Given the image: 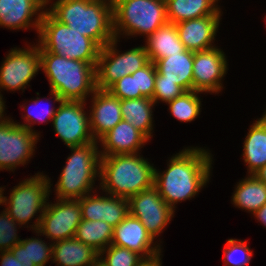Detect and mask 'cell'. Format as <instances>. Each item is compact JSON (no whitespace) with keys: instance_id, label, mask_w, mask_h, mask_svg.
I'll list each match as a JSON object with an SVG mask.
<instances>
[{"instance_id":"obj_13","label":"cell","mask_w":266,"mask_h":266,"mask_svg":"<svg viewBox=\"0 0 266 266\" xmlns=\"http://www.w3.org/2000/svg\"><path fill=\"white\" fill-rule=\"evenodd\" d=\"M129 214L138 218L153 239L162 233L174 216V210L153 186L130 197Z\"/></svg>"},{"instance_id":"obj_38","label":"cell","mask_w":266,"mask_h":266,"mask_svg":"<svg viewBox=\"0 0 266 266\" xmlns=\"http://www.w3.org/2000/svg\"><path fill=\"white\" fill-rule=\"evenodd\" d=\"M39 101H40V98L37 97L36 100H34V104H35V107H37L39 104ZM40 108V107H39ZM35 109V108H34ZM36 111V114L34 113V111H30V109L27 108L26 112H28V114H26V116L24 115V120L26 121L25 124H18V125H21L23 126L24 128H27L28 130H30L31 132H34L36 133L35 131L32 130V126H31V122L33 121V123H35L36 121L38 122H45V121H48V118L53 119L54 115H55V112L57 111V109L55 110L54 107L53 108H44L42 109V111H38V109H35ZM36 120V121H35Z\"/></svg>"},{"instance_id":"obj_25","label":"cell","mask_w":266,"mask_h":266,"mask_svg":"<svg viewBox=\"0 0 266 266\" xmlns=\"http://www.w3.org/2000/svg\"><path fill=\"white\" fill-rule=\"evenodd\" d=\"M169 23L197 19L208 15H221L218 0H165Z\"/></svg>"},{"instance_id":"obj_29","label":"cell","mask_w":266,"mask_h":266,"mask_svg":"<svg viewBox=\"0 0 266 266\" xmlns=\"http://www.w3.org/2000/svg\"><path fill=\"white\" fill-rule=\"evenodd\" d=\"M113 230L114 227L104 221L82 219L76 229L74 238L100 253L111 244Z\"/></svg>"},{"instance_id":"obj_42","label":"cell","mask_w":266,"mask_h":266,"mask_svg":"<svg viewBox=\"0 0 266 266\" xmlns=\"http://www.w3.org/2000/svg\"><path fill=\"white\" fill-rule=\"evenodd\" d=\"M254 176L261 182H264L266 184V165L261 167L259 170H257L254 173Z\"/></svg>"},{"instance_id":"obj_2","label":"cell","mask_w":266,"mask_h":266,"mask_svg":"<svg viewBox=\"0 0 266 266\" xmlns=\"http://www.w3.org/2000/svg\"><path fill=\"white\" fill-rule=\"evenodd\" d=\"M40 69L49 79L55 102L84 101L96 91V67L88 62L40 52Z\"/></svg>"},{"instance_id":"obj_18","label":"cell","mask_w":266,"mask_h":266,"mask_svg":"<svg viewBox=\"0 0 266 266\" xmlns=\"http://www.w3.org/2000/svg\"><path fill=\"white\" fill-rule=\"evenodd\" d=\"M90 110V131L95 140L100 139L123 118L121 100L113 96L108 90L96 89L92 96Z\"/></svg>"},{"instance_id":"obj_19","label":"cell","mask_w":266,"mask_h":266,"mask_svg":"<svg viewBox=\"0 0 266 266\" xmlns=\"http://www.w3.org/2000/svg\"><path fill=\"white\" fill-rule=\"evenodd\" d=\"M220 16L208 15L175 24L185 49L195 52L214 48L212 43L219 27Z\"/></svg>"},{"instance_id":"obj_9","label":"cell","mask_w":266,"mask_h":266,"mask_svg":"<svg viewBox=\"0 0 266 266\" xmlns=\"http://www.w3.org/2000/svg\"><path fill=\"white\" fill-rule=\"evenodd\" d=\"M117 42L115 38L100 49L96 66L97 89L107 90L117 80L135 73L149 62L145 46L119 54L115 48Z\"/></svg>"},{"instance_id":"obj_7","label":"cell","mask_w":266,"mask_h":266,"mask_svg":"<svg viewBox=\"0 0 266 266\" xmlns=\"http://www.w3.org/2000/svg\"><path fill=\"white\" fill-rule=\"evenodd\" d=\"M113 33L148 37L168 23L165 0H111Z\"/></svg>"},{"instance_id":"obj_14","label":"cell","mask_w":266,"mask_h":266,"mask_svg":"<svg viewBox=\"0 0 266 266\" xmlns=\"http://www.w3.org/2000/svg\"><path fill=\"white\" fill-rule=\"evenodd\" d=\"M40 69V47L12 49L0 67V89H24Z\"/></svg>"},{"instance_id":"obj_23","label":"cell","mask_w":266,"mask_h":266,"mask_svg":"<svg viewBox=\"0 0 266 266\" xmlns=\"http://www.w3.org/2000/svg\"><path fill=\"white\" fill-rule=\"evenodd\" d=\"M52 258L59 266H91L99 253L74 237L53 242Z\"/></svg>"},{"instance_id":"obj_12","label":"cell","mask_w":266,"mask_h":266,"mask_svg":"<svg viewBox=\"0 0 266 266\" xmlns=\"http://www.w3.org/2000/svg\"><path fill=\"white\" fill-rule=\"evenodd\" d=\"M81 221L78 199H58L55 204L46 203L36 232L57 242L74 237Z\"/></svg>"},{"instance_id":"obj_16","label":"cell","mask_w":266,"mask_h":266,"mask_svg":"<svg viewBox=\"0 0 266 266\" xmlns=\"http://www.w3.org/2000/svg\"><path fill=\"white\" fill-rule=\"evenodd\" d=\"M154 239L138 218L128 214L113 230L111 244L140 254L145 260L161 255L160 246L152 247Z\"/></svg>"},{"instance_id":"obj_47","label":"cell","mask_w":266,"mask_h":266,"mask_svg":"<svg viewBox=\"0 0 266 266\" xmlns=\"http://www.w3.org/2000/svg\"><path fill=\"white\" fill-rule=\"evenodd\" d=\"M265 114L262 115V117L266 120V111L264 112Z\"/></svg>"},{"instance_id":"obj_8","label":"cell","mask_w":266,"mask_h":266,"mask_svg":"<svg viewBox=\"0 0 266 266\" xmlns=\"http://www.w3.org/2000/svg\"><path fill=\"white\" fill-rule=\"evenodd\" d=\"M50 183L49 177L38 173L15 186L10 192L9 199L5 197L4 205L8 204L5 210L18 225L28 223L37 212H40L35 225L31 227L37 231L50 195Z\"/></svg>"},{"instance_id":"obj_3","label":"cell","mask_w":266,"mask_h":266,"mask_svg":"<svg viewBox=\"0 0 266 266\" xmlns=\"http://www.w3.org/2000/svg\"><path fill=\"white\" fill-rule=\"evenodd\" d=\"M48 12L101 48L115 39L111 0H57Z\"/></svg>"},{"instance_id":"obj_17","label":"cell","mask_w":266,"mask_h":266,"mask_svg":"<svg viewBox=\"0 0 266 266\" xmlns=\"http://www.w3.org/2000/svg\"><path fill=\"white\" fill-rule=\"evenodd\" d=\"M81 205L82 219L104 221L112 227L117 226L129 214L128 199L110 195H84L78 199Z\"/></svg>"},{"instance_id":"obj_5","label":"cell","mask_w":266,"mask_h":266,"mask_svg":"<svg viewBox=\"0 0 266 266\" xmlns=\"http://www.w3.org/2000/svg\"><path fill=\"white\" fill-rule=\"evenodd\" d=\"M38 33L40 52H50L97 66L101 47L93 39L57 21L47 9Z\"/></svg>"},{"instance_id":"obj_22","label":"cell","mask_w":266,"mask_h":266,"mask_svg":"<svg viewBox=\"0 0 266 266\" xmlns=\"http://www.w3.org/2000/svg\"><path fill=\"white\" fill-rule=\"evenodd\" d=\"M194 51L185 50L154 62L157 73L163 80H170L179 85L185 92L193 90Z\"/></svg>"},{"instance_id":"obj_31","label":"cell","mask_w":266,"mask_h":266,"mask_svg":"<svg viewBox=\"0 0 266 266\" xmlns=\"http://www.w3.org/2000/svg\"><path fill=\"white\" fill-rule=\"evenodd\" d=\"M198 91H186L181 96L167 102L170 113L181 122H191L200 115L201 101Z\"/></svg>"},{"instance_id":"obj_44","label":"cell","mask_w":266,"mask_h":266,"mask_svg":"<svg viewBox=\"0 0 266 266\" xmlns=\"http://www.w3.org/2000/svg\"><path fill=\"white\" fill-rule=\"evenodd\" d=\"M3 187H0V205L5 203V196H3Z\"/></svg>"},{"instance_id":"obj_36","label":"cell","mask_w":266,"mask_h":266,"mask_svg":"<svg viewBox=\"0 0 266 266\" xmlns=\"http://www.w3.org/2000/svg\"><path fill=\"white\" fill-rule=\"evenodd\" d=\"M184 92L185 91L175 82L163 80V75L156 72L154 94L152 98L155 104L158 100L167 103L181 96Z\"/></svg>"},{"instance_id":"obj_15","label":"cell","mask_w":266,"mask_h":266,"mask_svg":"<svg viewBox=\"0 0 266 266\" xmlns=\"http://www.w3.org/2000/svg\"><path fill=\"white\" fill-rule=\"evenodd\" d=\"M227 72V61L223 51L214 47L195 51L193 58V90L218 93L223 88L221 79Z\"/></svg>"},{"instance_id":"obj_24","label":"cell","mask_w":266,"mask_h":266,"mask_svg":"<svg viewBox=\"0 0 266 266\" xmlns=\"http://www.w3.org/2000/svg\"><path fill=\"white\" fill-rule=\"evenodd\" d=\"M146 51L149 61L166 58L173 54H181L185 47L179 39L178 31L174 23H166L159 27L146 39Z\"/></svg>"},{"instance_id":"obj_46","label":"cell","mask_w":266,"mask_h":266,"mask_svg":"<svg viewBox=\"0 0 266 266\" xmlns=\"http://www.w3.org/2000/svg\"><path fill=\"white\" fill-rule=\"evenodd\" d=\"M40 2H42L45 6L46 5H48V2L50 1V0H39Z\"/></svg>"},{"instance_id":"obj_35","label":"cell","mask_w":266,"mask_h":266,"mask_svg":"<svg viewBox=\"0 0 266 266\" xmlns=\"http://www.w3.org/2000/svg\"><path fill=\"white\" fill-rule=\"evenodd\" d=\"M16 221L4 211L0 214V251L11 250L21 242L17 237Z\"/></svg>"},{"instance_id":"obj_43","label":"cell","mask_w":266,"mask_h":266,"mask_svg":"<svg viewBox=\"0 0 266 266\" xmlns=\"http://www.w3.org/2000/svg\"><path fill=\"white\" fill-rule=\"evenodd\" d=\"M3 96L0 94V124H2V123H4V122H6V121H8L9 119L8 118H6L5 119V117H3L4 115V110H5V104H4V101H3Z\"/></svg>"},{"instance_id":"obj_41","label":"cell","mask_w":266,"mask_h":266,"mask_svg":"<svg viewBox=\"0 0 266 266\" xmlns=\"http://www.w3.org/2000/svg\"><path fill=\"white\" fill-rule=\"evenodd\" d=\"M161 258H160V255L155 257V258H152V259H149V260H144L139 266H162V262L160 261Z\"/></svg>"},{"instance_id":"obj_11","label":"cell","mask_w":266,"mask_h":266,"mask_svg":"<svg viewBox=\"0 0 266 266\" xmlns=\"http://www.w3.org/2000/svg\"><path fill=\"white\" fill-rule=\"evenodd\" d=\"M39 134L9 120L0 124V170L24 165L35 151Z\"/></svg>"},{"instance_id":"obj_40","label":"cell","mask_w":266,"mask_h":266,"mask_svg":"<svg viewBox=\"0 0 266 266\" xmlns=\"http://www.w3.org/2000/svg\"><path fill=\"white\" fill-rule=\"evenodd\" d=\"M253 215L258 221H261V223L266 226V203L260 209L254 212Z\"/></svg>"},{"instance_id":"obj_33","label":"cell","mask_w":266,"mask_h":266,"mask_svg":"<svg viewBox=\"0 0 266 266\" xmlns=\"http://www.w3.org/2000/svg\"><path fill=\"white\" fill-rule=\"evenodd\" d=\"M252 251L246 241L228 239L224 247L225 266H248L252 258Z\"/></svg>"},{"instance_id":"obj_20","label":"cell","mask_w":266,"mask_h":266,"mask_svg":"<svg viewBox=\"0 0 266 266\" xmlns=\"http://www.w3.org/2000/svg\"><path fill=\"white\" fill-rule=\"evenodd\" d=\"M44 7L46 6L39 0H0V26L10 29L35 27L39 32ZM35 15L38 16L33 21L32 17Z\"/></svg>"},{"instance_id":"obj_21","label":"cell","mask_w":266,"mask_h":266,"mask_svg":"<svg viewBox=\"0 0 266 266\" xmlns=\"http://www.w3.org/2000/svg\"><path fill=\"white\" fill-rule=\"evenodd\" d=\"M148 140L142 132L122 119L115 127L99 139L104 147L103 152L99 151L100 156L138 154L140 148Z\"/></svg>"},{"instance_id":"obj_4","label":"cell","mask_w":266,"mask_h":266,"mask_svg":"<svg viewBox=\"0 0 266 266\" xmlns=\"http://www.w3.org/2000/svg\"><path fill=\"white\" fill-rule=\"evenodd\" d=\"M154 171L140 154H118L101 157L98 177L109 195L129 199L154 186Z\"/></svg>"},{"instance_id":"obj_1","label":"cell","mask_w":266,"mask_h":266,"mask_svg":"<svg viewBox=\"0 0 266 266\" xmlns=\"http://www.w3.org/2000/svg\"><path fill=\"white\" fill-rule=\"evenodd\" d=\"M212 156L201 148L183 149L171 158L163 174L154 171V187L175 210L176 203L191 199L209 180Z\"/></svg>"},{"instance_id":"obj_39","label":"cell","mask_w":266,"mask_h":266,"mask_svg":"<svg viewBox=\"0 0 266 266\" xmlns=\"http://www.w3.org/2000/svg\"><path fill=\"white\" fill-rule=\"evenodd\" d=\"M1 254V266H22L19 259H16L10 250L1 251Z\"/></svg>"},{"instance_id":"obj_28","label":"cell","mask_w":266,"mask_h":266,"mask_svg":"<svg viewBox=\"0 0 266 266\" xmlns=\"http://www.w3.org/2000/svg\"><path fill=\"white\" fill-rule=\"evenodd\" d=\"M232 197L235 206L254 213L266 203V184L250 174L238 183Z\"/></svg>"},{"instance_id":"obj_32","label":"cell","mask_w":266,"mask_h":266,"mask_svg":"<svg viewBox=\"0 0 266 266\" xmlns=\"http://www.w3.org/2000/svg\"><path fill=\"white\" fill-rule=\"evenodd\" d=\"M105 253L107 256L102 259ZM99 259L106 266H139L145 260L140 254L113 244L99 253Z\"/></svg>"},{"instance_id":"obj_45","label":"cell","mask_w":266,"mask_h":266,"mask_svg":"<svg viewBox=\"0 0 266 266\" xmlns=\"http://www.w3.org/2000/svg\"><path fill=\"white\" fill-rule=\"evenodd\" d=\"M91 266H106L99 258Z\"/></svg>"},{"instance_id":"obj_27","label":"cell","mask_w":266,"mask_h":266,"mask_svg":"<svg viewBox=\"0 0 266 266\" xmlns=\"http://www.w3.org/2000/svg\"><path fill=\"white\" fill-rule=\"evenodd\" d=\"M154 104L152 99L146 97L121 100L120 110L123 120L132 124L148 139L152 137V108Z\"/></svg>"},{"instance_id":"obj_10","label":"cell","mask_w":266,"mask_h":266,"mask_svg":"<svg viewBox=\"0 0 266 266\" xmlns=\"http://www.w3.org/2000/svg\"><path fill=\"white\" fill-rule=\"evenodd\" d=\"M52 119L55 133L68 146H82L94 142L84 101L62 100Z\"/></svg>"},{"instance_id":"obj_37","label":"cell","mask_w":266,"mask_h":266,"mask_svg":"<svg viewBox=\"0 0 266 266\" xmlns=\"http://www.w3.org/2000/svg\"><path fill=\"white\" fill-rule=\"evenodd\" d=\"M107 90L120 100L143 97L141 93H136L135 76L132 74L117 80Z\"/></svg>"},{"instance_id":"obj_6","label":"cell","mask_w":266,"mask_h":266,"mask_svg":"<svg viewBox=\"0 0 266 266\" xmlns=\"http://www.w3.org/2000/svg\"><path fill=\"white\" fill-rule=\"evenodd\" d=\"M97 141L82 146L69 147L67 158L58 183L57 199H79L91 192L97 174H100V152Z\"/></svg>"},{"instance_id":"obj_34","label":"cell","mask_w":266,"mask_h":266,"mask_svg":"<svg viewBox=\"0 0 266 266\" xmlns=\"http://www.w3.org/2000/svg\"><path fill=\"white\" fill-rule=\"evenodd\" d=\"M156 72L155 64L149 61L144 67L132 73V76H135L136 93H141L146 98H153Z\"/></svg>"},{"instance_id":"obj_26","label":"cell","mask_w":266,"mask_h":266,"mask_svg":"<svg viewBox=\"0 0 266 266\" xmlns=\"http://www.w3.org/2000/svg\"><path fill=\"white\" fill-rule=\"evenodd\" d=\"M243 159L249 174H254L266 165V120L261 117L253 125L244 141Z\"/></svg>"},{"instance_id":"obj_30","label":"cell","mask_w":266,"mask_h":266,"mask_svg":"<svg viewBox=\"0 0 266 266\" xmlns=\"http://www.w3.org/2000/svg\"><path fill=\"white\" fill-rule=\"evenodd\" d=\"M10 251L22 266H45L52 259V245L36 238L23 239Z\"/></svg>"}]
</instances>
